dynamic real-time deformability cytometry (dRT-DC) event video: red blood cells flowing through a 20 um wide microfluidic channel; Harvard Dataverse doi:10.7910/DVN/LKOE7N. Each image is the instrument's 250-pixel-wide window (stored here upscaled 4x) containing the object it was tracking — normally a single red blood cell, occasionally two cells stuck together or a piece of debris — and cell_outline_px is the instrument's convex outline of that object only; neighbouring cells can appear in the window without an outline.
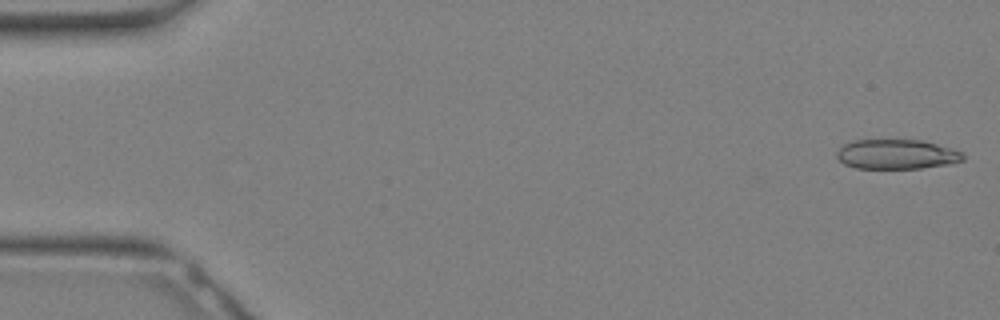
{"species": "Egyptian fruit bat (a non-hibernating species)", "species_latin": "Rousettus aegyptiacus", "temperature_condition": "warm", "stored_images_in_passage": 14, "camera_frame_rate_fps": 3000, "um_per_image_px": 0.085, "animal": {"sex": "female"}, "frame": {"image": 1, "passage_image": 1, "time_ms": 0.0, "image_size_px": [1000, 320], "cell_outline_px": [[964, 160], [948, 164], [920, 168], [856, 168], [844, 164], [836, 156], [836, 152], [844, 144], [852, 140], [924, 140], [952, 148], [964, 152]], "centroid_in_image_um": [76.23, 13.1], "position_along_channel_um": 8.8, "area_um2": 21.91}}
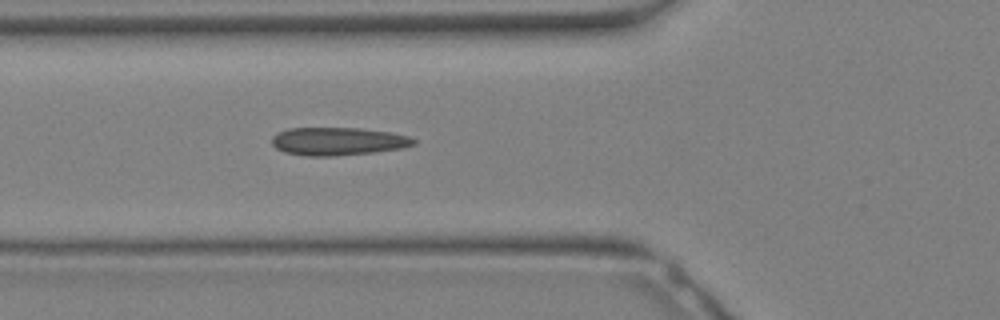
{"frame": {"image": 2, "passage_image": 12, "time_ms": 3.667, "image_size_px": [1000, 320], "cell_outline_px": [[416, 144], [400, 148], [372, 152], [332, 156], [308, 156], [284, 152], [276, 148], [272, 144], [272, 136], [276, 132], [288, 128], [360, 128], [388, 132], [408, 136], [416, 140]], "centroid_in_image_um": [28.67, 12.0], "position_along_channel_um": 97.1, "area_um2": 23.0}}
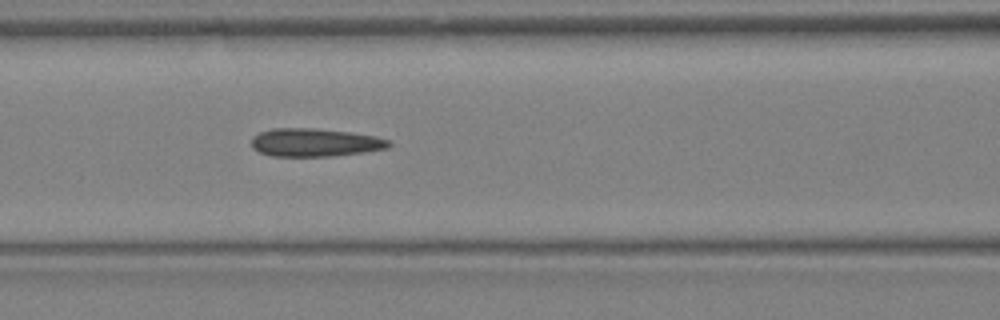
{"frame": {"image": 3, "passage_image": 14, "time_ms": 4.333, "image_size_px": [1000, 320], "cell_outline_px": [[392, 144], [388, 148], [364, 152], [332, 156], [272, 156], [260, 152], [252, 148], [252, 136], [260, 132], [272, 128], [312, 128], [348, 132], [376, 136], [388, 140]], "centroid_in_image_um": [26.75, 12.11], "position_along_channel_um": 139.8, "area_um2": 22.48}}